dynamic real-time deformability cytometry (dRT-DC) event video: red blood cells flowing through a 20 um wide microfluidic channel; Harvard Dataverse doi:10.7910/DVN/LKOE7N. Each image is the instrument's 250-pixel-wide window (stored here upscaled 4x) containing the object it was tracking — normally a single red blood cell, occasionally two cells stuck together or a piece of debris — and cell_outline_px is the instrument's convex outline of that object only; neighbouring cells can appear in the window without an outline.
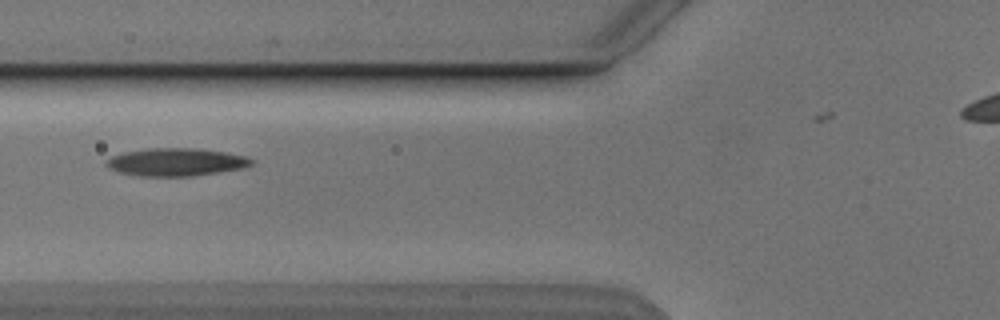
{"species": "Egyptian fruit bat (a non-hibernating species)", "species_latin": "Rousettus aegyptiacus", "temperature_condition": "cold", "stored_images_in_passage": 7, "camera_frame_rate_fps": 3000, "um_per_image_px": 0.085, "animal": {"sex": "male"}, "frame": {"image": 1, "passage_image": 4, "time_ms": 3.667, "image_size_px": [1000, 320], "cell_outline_px": [[256, 160], [252, 164], [244, 168], [220, 172], [192, 176], [140, 176], [116, 172], [108, 168], [104, 164], [104, 160], [112, 156], [124, 152], [144, 148], [196, 148], [224, 152], [248, 156]], "centroid_in_image_um": [14.95, 13.77], "position_along_channel_um": 110.9, "area_um2": 23.93}}
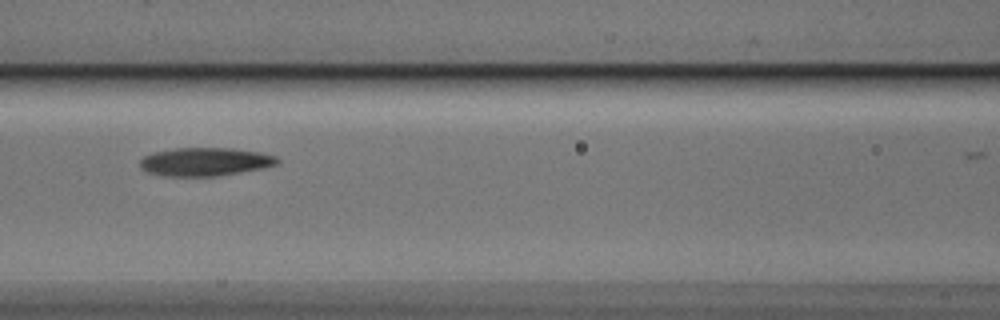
{"frame": {"image": 2, "passage_image": 5, "time_ms": 4.667, "image_size_px": [1000, 320], "cell_outline_px": [[280, 164], [264, 168], [220, 176], [164, 176], [148, 172], [140, 168], [140, 160], [144, 156], [152, 152], [176, 148], [232, 148], [260, 152], [276, 156], [280, 160]], "centroid_in_image_um": [17.46, 13.75], "position_along_channel_um": 149.1, "area_um2": 22.95}}
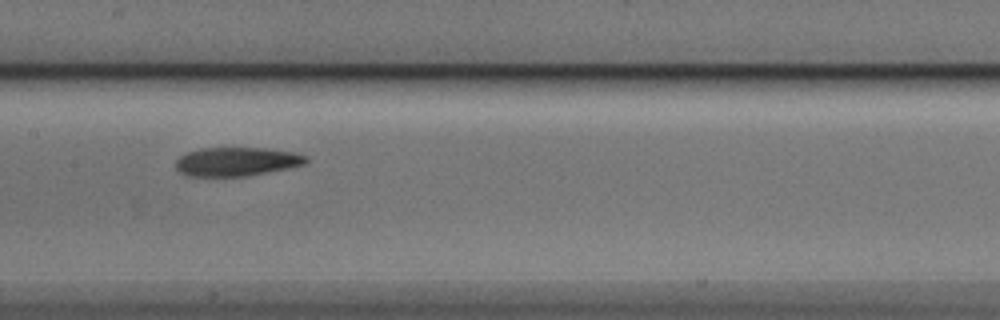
{"frame": {"image": 3, "passage_image": 6, "time_ms": 5.667, "image_size_px": [1000, 320], "cell_outline_px": [[308, 164], [288, 168], [244, 176], [184, 176], [176, 168], [176, 160], [180, 156], [188, 152], [200, 148], [264, 148], [296, 152], [308, 156]], "centroid_in_image_um": [20.14, 13.73], "position_along_channel_um": 187.3, "area_um2": 21.96}}